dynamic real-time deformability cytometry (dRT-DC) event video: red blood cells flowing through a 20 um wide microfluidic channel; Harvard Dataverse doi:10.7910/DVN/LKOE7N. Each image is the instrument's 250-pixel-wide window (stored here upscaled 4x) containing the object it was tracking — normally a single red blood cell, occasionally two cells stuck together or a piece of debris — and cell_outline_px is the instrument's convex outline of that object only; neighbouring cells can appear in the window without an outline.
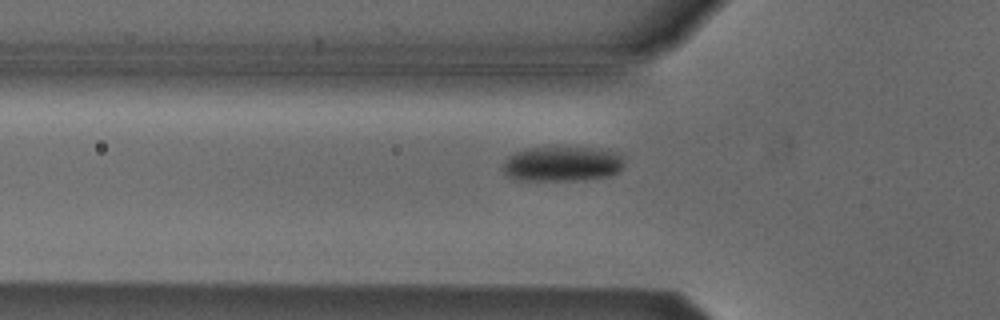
{"species": "Egyptian fruit bat (a non-hibernating species)", "species_latin": "Rousettus aegyptiacus", "temperature_condition": "cold", "stored_images_in_passage": 31, "camera_frame_rate_fps": 3000, "um_per_image_px": 0.085, "animal": {"sex": "male"}, "frame": {"image": 1, "passage_image": 4, "time_ms": 1.0, "image_size_px": [1000, 320], "cell_outline_px": [[624, 164], [620, 172], [612, 176], [584, 180], [516, 180], [504, 176], [500, 168], [504, 160], [508, 156], [524, 148], [588, 148], [612, 152], [624, 156]], "centroid_in_image_um": [47.73, 13.96], "position_along_channel_um": 78.1, "area_um2": 25.09}}
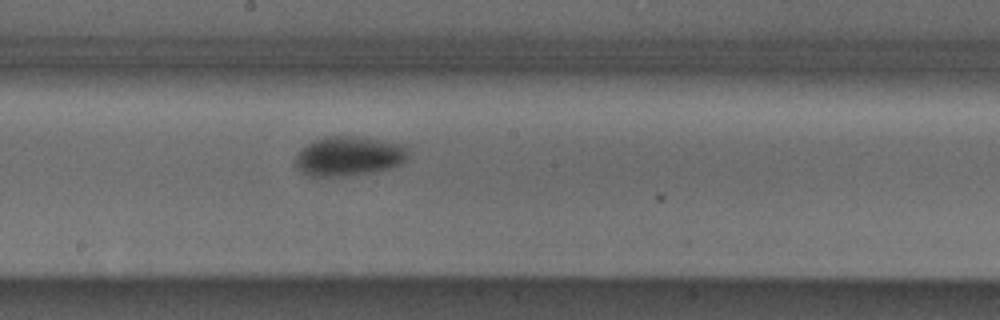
{"frame": {"image": 2, "passage_image": 15, "time_ms": 4.667, "image_size_px": [1000, 320], "cell_outline_px": [[408, 156], [400, 164], [392, 168], [372, 172], [344, 176], [308, 176], [296, 168], [296, 156], [312, 140], [328, 136], [356, 136], [400, 144], [408, 148]], "centroid_in_image_um": [29.65, 13.28], "position_along_channel_um": 218.6, "area_um2": 25.78}}
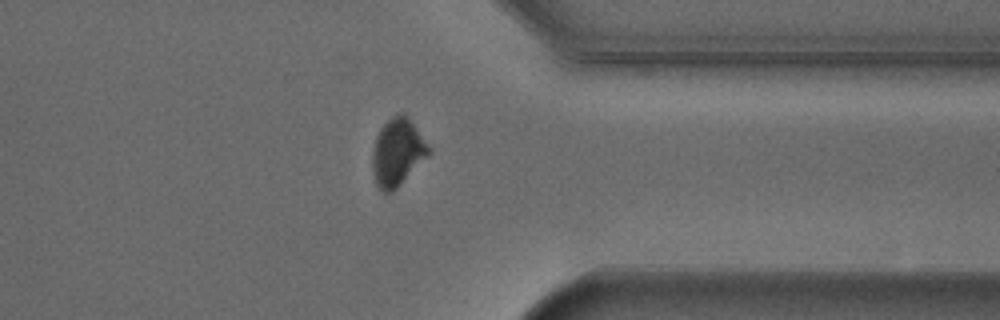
{"frame": {"image": 3, "passage_image": 28, "time_ms": 9.0, "image_size_px": [1000, 320], "cell_outline_px": [[432, 152], [392, 192], [384, 192], [376, 184], [372, 172], [372, 152], [376, 136], [380, 128], [396, 112], [404, 112], [408, 116], [432, 148]], "centroid_in_image_um": [33.8, 12.9], "position_along_channel_um": 377.6, "area_um2": 22.31}, "authors_computed_cell_mechanics": {"area_um2": 25.2008, "velocity_mm_per_s": 3.8309, "shape_relaxation_time_tau1_ms": 2.2336, "shape_relaxation_time_tau2_ms": null, "deformation_change_tau1": 0.0917, "deformation_change_tau2": null}}